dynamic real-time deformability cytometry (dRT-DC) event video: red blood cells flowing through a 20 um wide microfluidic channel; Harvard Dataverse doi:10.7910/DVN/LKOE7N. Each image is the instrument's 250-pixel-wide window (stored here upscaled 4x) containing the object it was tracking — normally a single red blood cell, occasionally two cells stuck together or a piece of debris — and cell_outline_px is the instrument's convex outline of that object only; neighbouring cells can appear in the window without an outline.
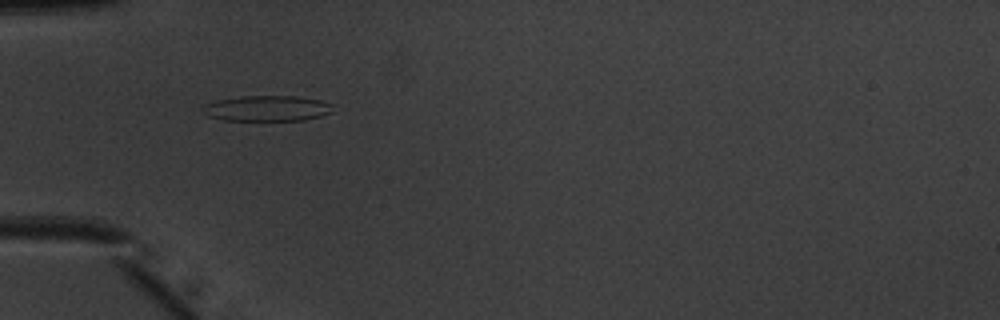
{"species": "common noctule bat (a hibernating species)", "species_latin": "Nyctalus noctula", "temperature_condition": "warm", "stored_images_in_passage": 43, "camera_frame_rate_fps": 3000, "um_per_image_px": 0.085, "animal": {"sex": "male", "body_mass_g": 20.1, "forearm_length_mm": 53.5}, "frame": {"image": 1, "passage_image": 9, "time_ms": 2.667, "image_size_px": [1000, 320], "cell_outline_px": [[332, 112], [320, 116], [304, 120], [224, 120], [208, 116], [200, 108], [204, 104], [216, 100], [240, 96], [296, 96], [320, 100], [332, 104]], "centroid_in_image_um": [22.67, 9.2], "position_along_channel_um": 62.3, "area_um2": 19.42}}
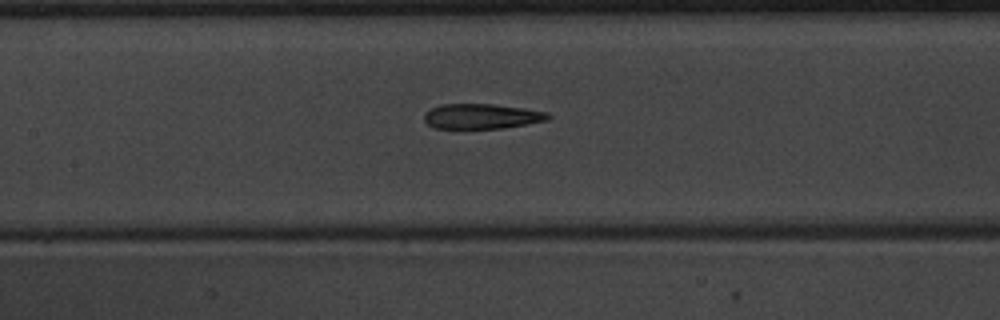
{"frame": {"image": 2, "passage_image": 17, "time_ms": 5.333, "image_size_px": [1000, 320], "cell_outline_px": [[552, 116], [548, 120], [504, 128], [432, 128], [424, 120], [424, 112], [440, 104], [492, 104], [524, 108], [548, 112]], "centroid_in_image_um": [40.94, 9.88], "position_along_channel_um": 166.5, "area_um2": 18.15}}
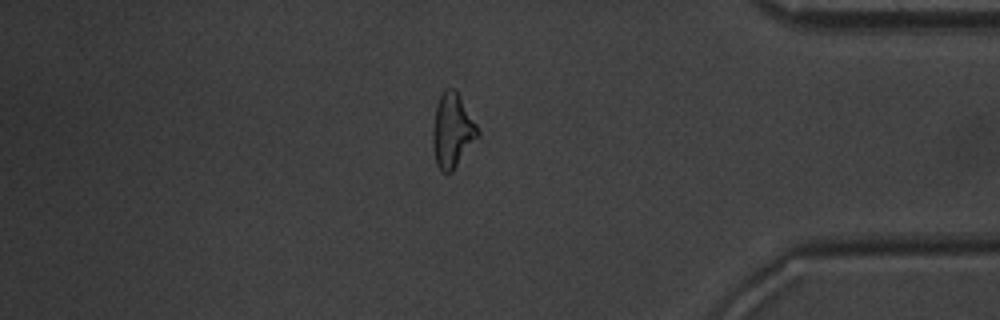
{"frame": {"image": 3, "passage_image": 36, "time_ms": 11.667, "image_size_px": [1000, 320], "cell_outline_px": [[480, 136], [452, 172], [444, 172], [436, 164], [432, 144], [432, 132], [436, 108], [440, 96], [444, 88], [456, 88], [476, 124], [480, 132]], "centroid_in_image_um": [38.46, 11.09], "position_along_channel_um": 396.7, "area_um2": 19.54}, "authors_computed_cell_mechanics": {"area_um2": 19.1896, "velocity_mm_per_s": 4.0218, "shape_relaxation_time_tau1_ms": 8.0429, "shape_relaxation_time_tau2_ms": 2.6764, "deformation_change_tau1": 0.2121, "deformation_change_tau2": 0.1379}}